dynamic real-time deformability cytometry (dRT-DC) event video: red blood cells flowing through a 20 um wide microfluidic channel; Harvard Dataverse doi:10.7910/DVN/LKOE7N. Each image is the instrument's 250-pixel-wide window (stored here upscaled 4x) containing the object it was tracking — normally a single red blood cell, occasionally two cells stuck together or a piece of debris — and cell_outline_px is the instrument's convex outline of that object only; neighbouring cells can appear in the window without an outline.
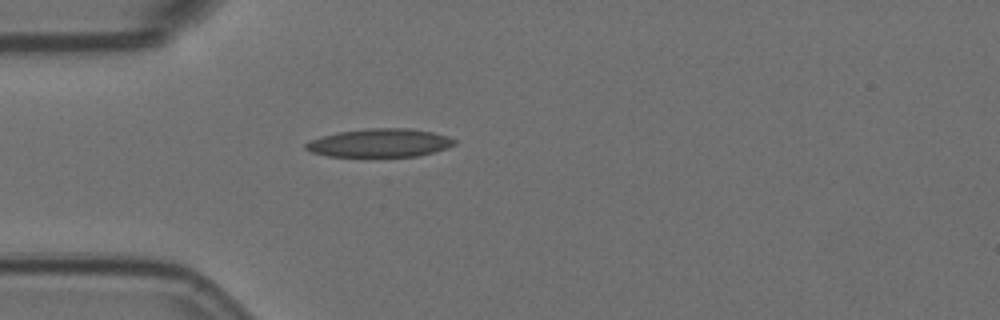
{"species": "Egyptian fruit bat (a non-hibernating species)", "species_latin": "Rousettus aegyptiacus", "temperature_condition": "room temperature", "stored_images_in_passage": 2, "camera_frame_rate_fps": 3000, "um_per_image_px": 0.085, "animal": {"sex": "female"}, "frame": {"image": 1, "passage_image": 2, "time_ms": 0.333, "image_size_px": [1000, 320], "cell_outline_px": [[456, 144], [448, 148], [416, 156], [328, 156], [312, 152], [304, 148], [304, 144], [308, 140], [336, 132], [368, 128], [408, 128], [432, 132], [448, 136], [456, 140]], "centroid_in_image_um": [32.26, 12.14], "position_along_channel_um": 52.7, "area_um2": 24.57}}